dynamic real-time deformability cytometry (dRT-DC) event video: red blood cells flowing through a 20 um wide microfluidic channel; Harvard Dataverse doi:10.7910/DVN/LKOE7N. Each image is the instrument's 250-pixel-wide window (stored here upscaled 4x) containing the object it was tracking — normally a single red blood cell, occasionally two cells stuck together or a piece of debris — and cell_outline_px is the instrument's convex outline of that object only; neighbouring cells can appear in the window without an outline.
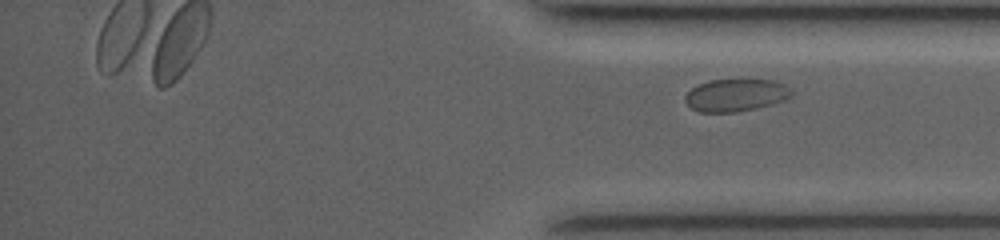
{"species": "common noctule bat (a hibernating species)", "species_latin": "Nyctalus noctula", "temperature_condition": "room temperature", "stored_images_in_passage": 21, "camera_frame_rate_fps": 3500, "um_per_image_px": 0.085, "animal": {"sex": "female", "body_mass_g": 19.0, "forearm_length_mm": 53.3}, "frame": {"image": 1, "passage_image": 21, "time_ms": 9.429, "image_size_px": [1000, 240], "cell_outline_px": [[792, 96], [784, 100], [772, 104], [756, 108], [736, 112], [700, 112], [692, 108], [684, 100], [684, 96], [692, 88], [708, 80], [736, 76], [744, 76], [772, 80], [784, 84], [792, 92]], "centroid_in_image_um": [62.55, 8.02], "position_along_channel_um": 372.6, "area_um2": 20.98}}